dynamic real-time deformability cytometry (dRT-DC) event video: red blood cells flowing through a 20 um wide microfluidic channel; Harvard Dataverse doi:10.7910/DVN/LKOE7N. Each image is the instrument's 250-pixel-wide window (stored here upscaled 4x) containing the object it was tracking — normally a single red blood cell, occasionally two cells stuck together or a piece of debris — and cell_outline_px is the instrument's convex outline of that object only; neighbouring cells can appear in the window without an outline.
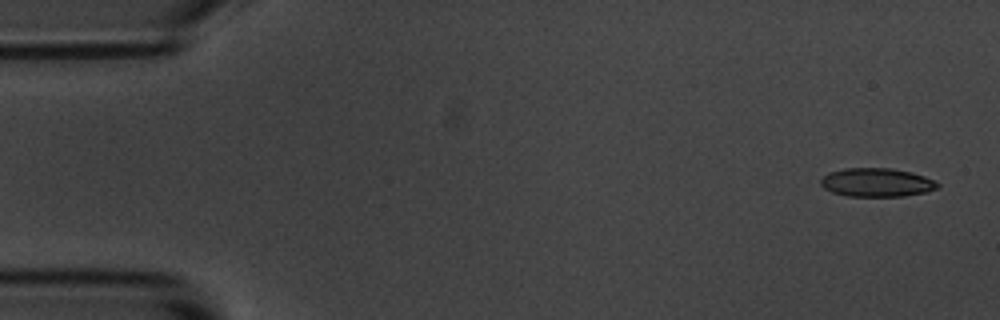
{"species": "common noctule bat (a hibernating species)", "species_latin": "Nyctalus noctula", "temperature_condition": "room temperature", "stored_images_in_passage": 4, "camera_frame_rate_fps": 3000, "um_per_image_px": 0.085, "animal": {"sex": "male", "body_mass_g": 20.1, "forearm_length_mm": 53.5}, "frame": {"image": 1, "passage_image": 1, "time_ms": 0.0, "image_size_px": [1000, 320], "cell_outline_px": [[940, 184], [936, 188], [928, 192], [904, 196], [848, 196], [832, 192], [824, 188], [820, 184], [820, 180], [828, 172], [844, 168], [892, 168], [912, 172], [924, 176]], "centroid_in_image_um": [74.5, 15.5], "position_along_channel_um": 10.5, "area_um2": 19.54}}